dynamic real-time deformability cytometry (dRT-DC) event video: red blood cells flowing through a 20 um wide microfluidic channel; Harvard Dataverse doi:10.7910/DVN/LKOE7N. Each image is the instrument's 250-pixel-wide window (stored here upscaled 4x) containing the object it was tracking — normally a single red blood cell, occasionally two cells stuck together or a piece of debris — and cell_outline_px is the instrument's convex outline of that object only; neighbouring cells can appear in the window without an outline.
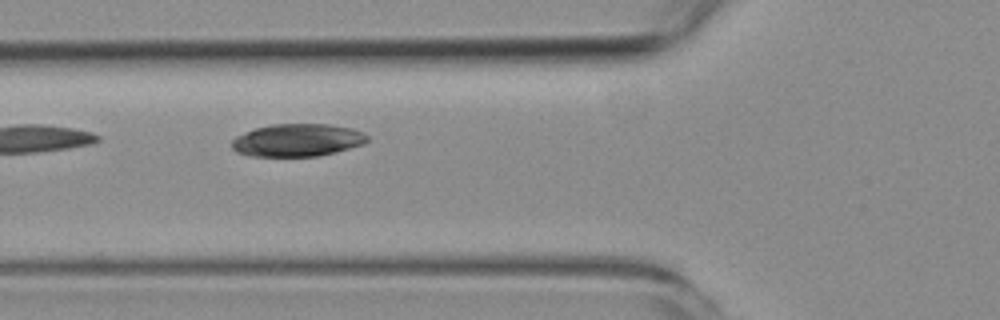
{"species": "common noctule bat (a hibernating species)", "species_latin": "Nyctalus noctula", "temperature_condition": "room temperature", "stored_images_in_passage": 6, "camera_frame_rate_fps": 3000, "um_per_image_px": 0.085, "animal": {"sex": "female", "body_mass_g": 19.3, "forearm_length_mm": 54.1}, "frame": {"image": 1, "passage_image": 5, "time_ms": 6.0, "image_size_px": [1000, 320], "cell_outline_px": [[368, 140], [364, 144], [336, 152], [316, 156], [248, 156], [236, 152], [232, 148], [232, 140], [236, 136], [256, 128], [272, 124], [328, 124], [352, 128], [364, 132], [368, 136]], "centroid_in_image_um": [25.29, 11.91], "position_along_channel_um": 100.5, "area_um2": 25.84}}